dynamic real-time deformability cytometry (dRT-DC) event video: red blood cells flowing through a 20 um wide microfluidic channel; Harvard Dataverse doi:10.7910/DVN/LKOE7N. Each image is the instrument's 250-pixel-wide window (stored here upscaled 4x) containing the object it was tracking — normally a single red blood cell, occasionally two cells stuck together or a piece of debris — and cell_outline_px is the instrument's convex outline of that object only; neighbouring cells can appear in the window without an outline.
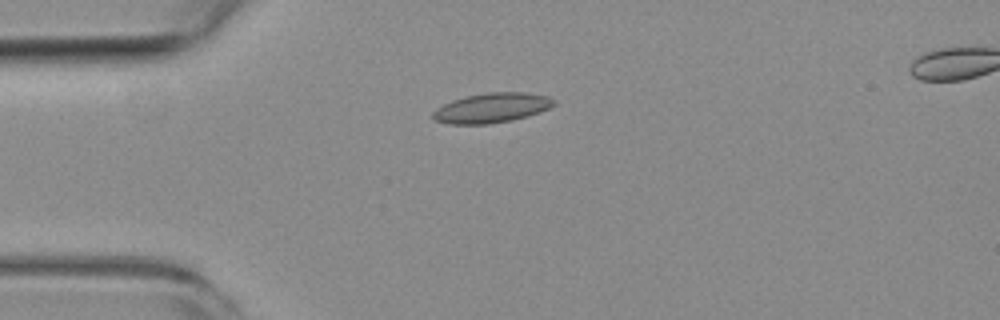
{"species": "common noctule bat (a hibernating species)", "species_latin": "Nyctalus noctula", "temperature_condition": "room temperature", "stored_images_in_passage": 7, "camera_frame_rate_fps": 3000, "um_per_image_px": 0.085, "animal": {"sex": "female", "body_mass_g": 19.3, "forearm_length_mm": 54.1}, "frame": {"image": 1, "passage_image": 3, "time_ms": 3.667, "image_size_px": [1000, 320], "cell_outline_px": [[556, 104], [540, 112], [528, 116], [512, 120], [488, 124], [448, 124], [432, 120], [432, 112], [436, 108], [452, 100], [464, 96], [488, 92], [524, 92], [548, 96], [556, 100]], "centroid_in_image_um": [41.78, 9.17], "position_along_channel_um": 43.2, "area_um2": 21.21}}
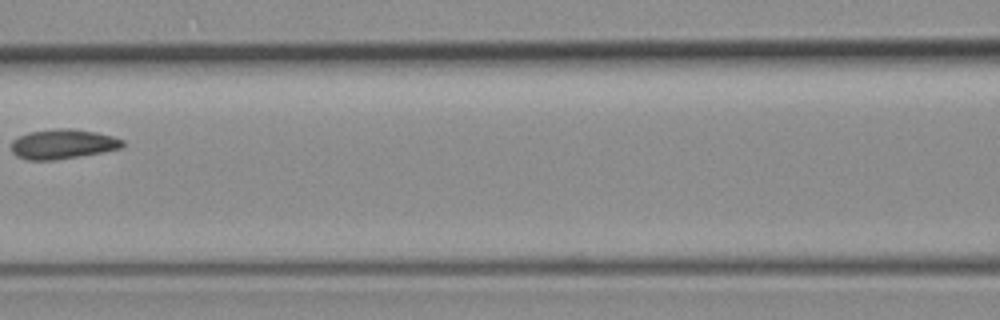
{"frame": {"image": 2, "passage_image": 6, "time_ms": 7.333, "image_size_px": [1000, 320], "cell_outline_px": [[124, 144], [120, 148], [100, 152], [52, 160], [28, 160], [16, 156], [12, 152], [12, 140], [28, 132], [56, 128], [72, 128], [96, 132], [112, 136], [124, 140]], "centroid_in_image_um": [5.31, 12.23], "position_along_channel_um": 161.3, "area_um2": 19.07}}
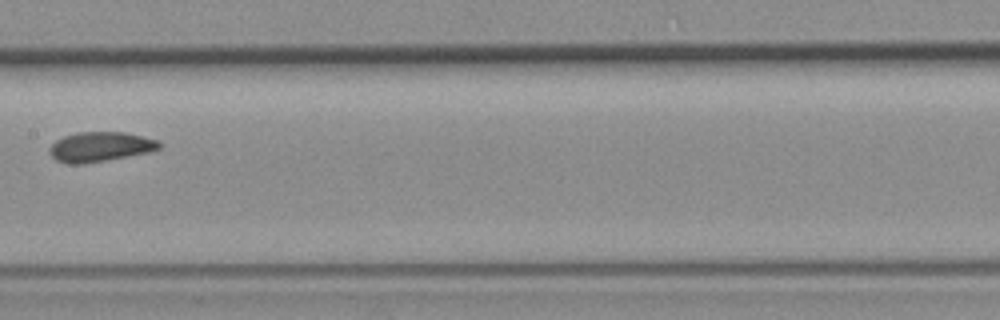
{"frame": {"image": 3, "passage_image": 7, "time_ms": 8.333, "image_size_px": [1000, 320], "cell_outline_px": [[160, 148], [148, 152], [128, 156], [80, 164], [68, 164], [56, 160], [48, 152], [48, 148], [56, 140], [64, 136], [76, 132], [124, 132], [160, 140]], "centroid_in_image_um": [8.49, 12.47], "position_along_channel_um": 198.9, "area_um2": 18.96}}